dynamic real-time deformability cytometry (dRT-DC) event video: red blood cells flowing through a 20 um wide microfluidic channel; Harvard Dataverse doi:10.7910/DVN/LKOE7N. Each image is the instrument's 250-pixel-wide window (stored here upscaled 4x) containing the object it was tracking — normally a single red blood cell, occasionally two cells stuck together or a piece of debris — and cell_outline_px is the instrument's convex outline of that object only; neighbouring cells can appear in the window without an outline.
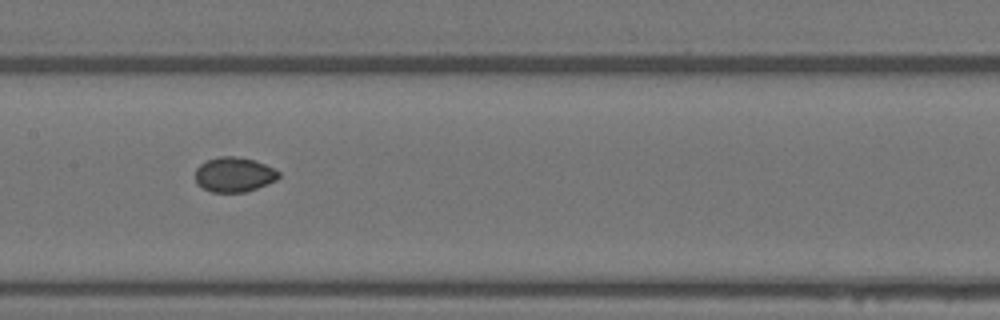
{"species": "Egyptian fruit bat (a non-hibernating species)", "species_latin": "Rousettus aegyptiacus", "temperature_condition": "warm", "stored_images_in_passage": 9, "camera_frame_rate_fps": 3000, "um_per_image_px": 0.085, "animal": {"sex": "female"}, "frame": {"image": 1, "passage_image": 6, "time_ms": 1.667, "image_size_px": [1000, 320], "cell_outline_px": [[280, 176], [276, 180], [256, 188], [244, 192], [212, 192], [196, 184], [196, 168], [200, 164], [208, 160], [220, 156], [236, 156], [252, 160], [264, 164], [280, 172]], "centroid_in_image_um": [19.88, 14.84], "position_along_channel_um": 187.5, "area_um2": 16.7}}
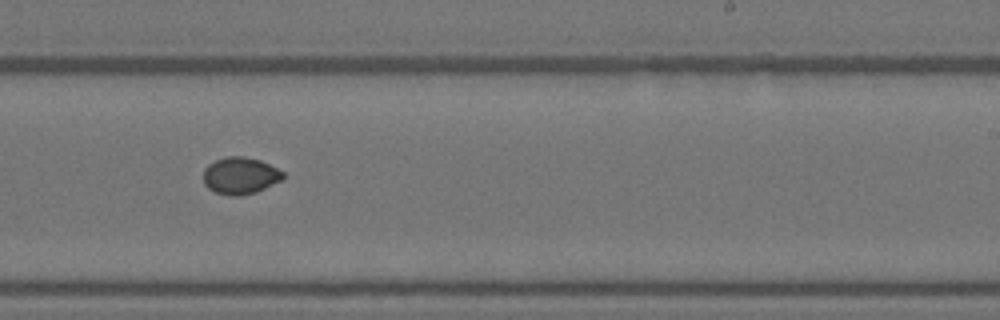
{"frame": {"image": 2, "passage_image": 8, "time_ms": 2.333, "image_size_px": [1000, 320], "cell_outline_px": [[284, 180], [256, 192], [240, 196], [232, 196], [216, 192], [208, 188], [204, 184], [204, 168], [208, 164], [216, 160], [228, 156], [244, 156], [260, 160], [284, 172]], "centroid_in_image_um": [20.44, 14.93], "position_along_channel_um": 268.6, "area_um2": 17.22}}
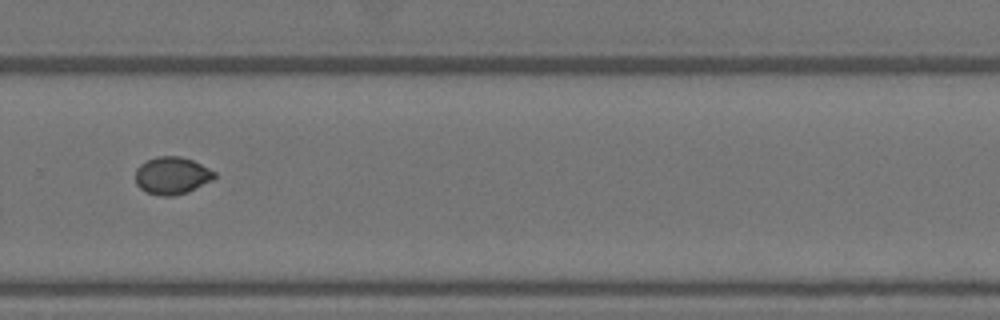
{"frame": {"image": 3, "passage_image": 9, "time_ms": 2.667, "image_size_px": [1000, 320], "cell_outline_px": [[216, 176], [212, 180], [188, 192], [172, 196], [160, 196], [148, 192], [140, 188], [136, 184], [136, 168], [140, 164], [156, 156], [180, 156], [192, 160], [216, 172]], "centroid_in_image_um": [14.61, 14.92], "position_along_channel_um": 315.2, "area_um2": 17.17}}